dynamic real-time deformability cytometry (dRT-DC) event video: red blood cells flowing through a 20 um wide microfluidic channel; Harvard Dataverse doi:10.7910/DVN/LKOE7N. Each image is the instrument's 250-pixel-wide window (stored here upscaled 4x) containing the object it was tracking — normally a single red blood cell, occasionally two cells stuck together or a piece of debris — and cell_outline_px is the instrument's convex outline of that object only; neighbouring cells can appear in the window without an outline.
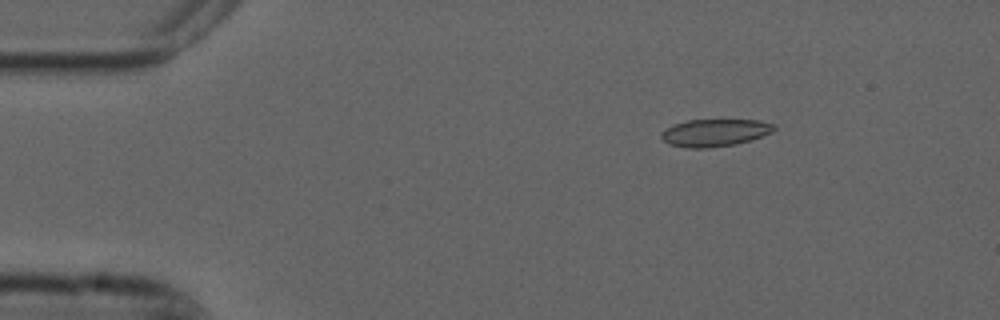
{"species": "common noctule bat (a hibernating species)", "species_latin": "Nyctalus noctula", "temperature_condition": "cold", "stored_images_in_passage": 6, "segment_of_instrument_passage": [1, 2], "camera_frame_rate_fps": 3000, "um_per_image_px": 0.085, "animal": {"sex": "male", "forearm_length_mm": 52.5}, "frame": {"image": 1, "passage_image": 3, "time_ms": 0.667, "image_size_px": [1000, 320], "cell_outline_px": [[776, 128], [772, 132], [736, 144], [708, 148], [688, 148], [668, 144], [660, 136], [660, 132], [672, 124], [688, 120], [760, 120], [776, 124]], "centroid_in_image_um": [60.73, 11.27], "position_along_channel_um": 24.3, "area_um2": 18.03}}